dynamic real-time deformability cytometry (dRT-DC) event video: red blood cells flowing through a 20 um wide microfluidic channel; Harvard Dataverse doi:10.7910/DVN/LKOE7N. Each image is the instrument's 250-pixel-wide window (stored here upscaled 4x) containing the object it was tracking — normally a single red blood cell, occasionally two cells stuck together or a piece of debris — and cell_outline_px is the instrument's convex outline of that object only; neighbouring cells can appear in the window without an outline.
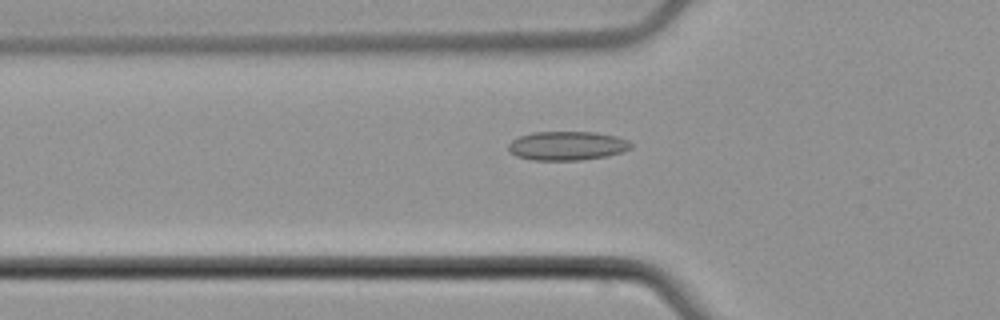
{"species": "common noctule bat (a hibernating species)", "species_latin": "Nyctalus noctula", "temperature_condition": "cold", "stored_images_in_passage": 40, "camera_frame_rate_fps": 3000, "um_per_image_px": 0.085, "animal": {"sex": "male", "body_mass_g": 21.5, "forearm_length_mm": 52.0}, "frame": {"image": 1, "passage_image": 5, "time_ms": 1.333, "image_size_px": [1000, 320], "cell_outline_px": [[632, 148], [608, 156], [580, 160], [532, 160], [516, 156], [508, 152], [508, 144], [512, 140], [520, 136], [532, 132], [596, 132], [616, 136], [628, 140], [632, 144]], "centroid_in_image_um": [48.19, 12.39], "position_along_channel_um": 77.6, "area_um2": 20.81}}
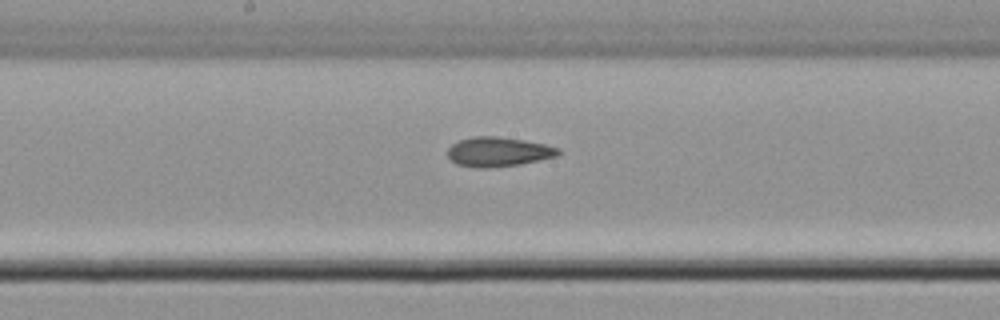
{"frame": {"image": 2, "passage_image": 15, "time_ms": 4.667, "image_size_px": [1000, 320], "cell_outline_px": [[560, 152], [556, 156], [520, 164], [484, 168], [480, 168], [456, 164], [448, 156], [448, 148], [452, 144], [460, 140], [472, 136], [496, 136], [524, 140], [544, 144], [560, 148]], "centroid_in_image_um": [42.34, 12.89], "position_along_channel_um": 205.9, "area_um2": 18.84}}
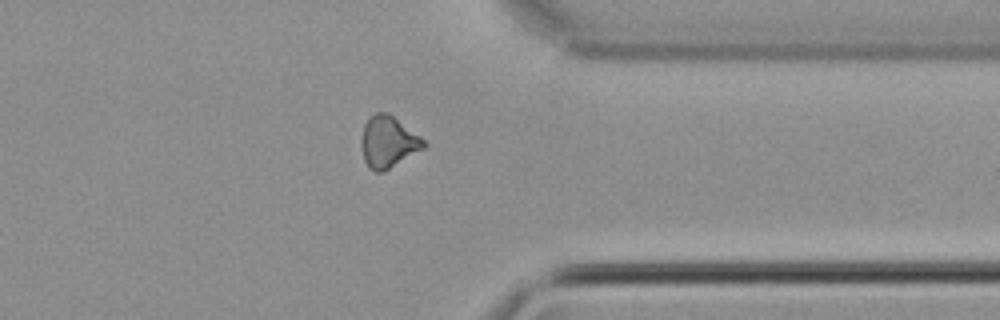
{"frame": {"image": 3, "passage_image": 29, "time_ms": 9.333, "image_size_px": [1000, 320], "cell_outline_px": [[428, 144], [424, 148], [384, 172], [376, 172], [368, 168], [364, 160], [360, 144], [360, 140], [364, 124], [376, 112], [388, 112], [420, 136]], "centroid_in_image_um": [32.98, 12.08], "position_along_channel_um": 378.4, "area_um2": 18.84}, "authors_computed_cell_mechanics": {"area_um2": 18.8139, "velocity_mm_per_s": 3.8332, "shape_relaxation_time_tau1_ms": null, "shape_relaxation_time_tau2_ms": 7.7382, "deformation_change_tau1": null, "deformation_change_tau2": 0.1554}}